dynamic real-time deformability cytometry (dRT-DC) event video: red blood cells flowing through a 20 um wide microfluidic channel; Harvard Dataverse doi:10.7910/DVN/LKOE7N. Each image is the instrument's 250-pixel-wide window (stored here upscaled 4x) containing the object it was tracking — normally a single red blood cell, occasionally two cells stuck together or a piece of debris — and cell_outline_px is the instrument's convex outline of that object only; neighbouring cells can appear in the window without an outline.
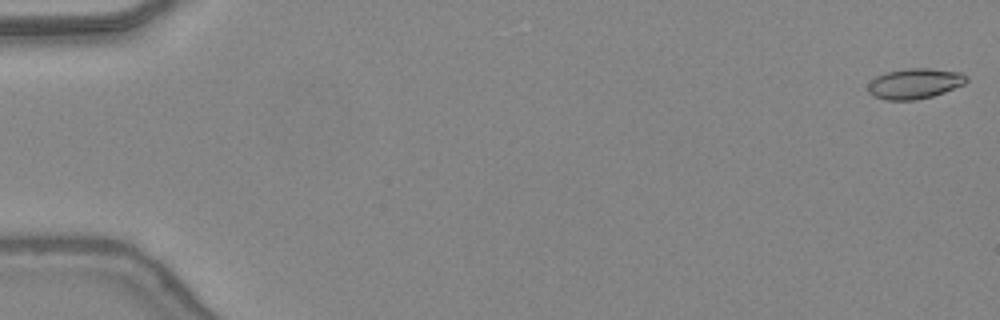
{"species": "common noctule bat (a hibernating species)", "species_latin": "Nyctalus noctula", "temperature_condition": "warm", "stored_images_in_passage": 48, "camera_frame_rate_fps": 3000, "um_per_image_px": 0.085, "animal": {"sex": "female", "body_mass_g": 24.6, "forearm_length_mm": 56.2}, "frame": {"image": 1, "passage_image": 1, "time_ms": 0.0, "image_size_px": [1000, 320], "cell_outline_px": [[968, 80], [964, 84], [944, 92], [932, 96], [916, 100], [888, 100], [872, 96], [868, 92], [868, 84], [876, 76], [884, 72], [908, 68], [928, 68], [960, 72], [968, 76]], "centroid_in_image_um": [77.74, 7.1], "position_along_channel_um": 7.3, "area_um2": 17.51}}
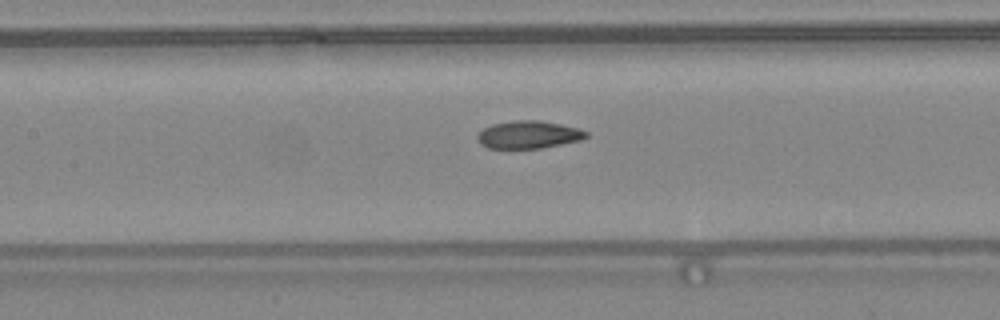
{"frame": {"image": 2, "passage_image": 23, "time_ms": 7.333, "image_size_px": [1000, 320], "cell_outline_px": [[588, 136], [580, 140], [540, 148], [488, 148], [480, 144], [476, 136], [484, 128], [492, 124], [512, 120], [540, 120], [560, 124], [576, 128], [588, 132]], "centroid_in_image_um": [44.9, 11.44], "position_along_channel_um": 162.5, "area_um2": 17.4}}
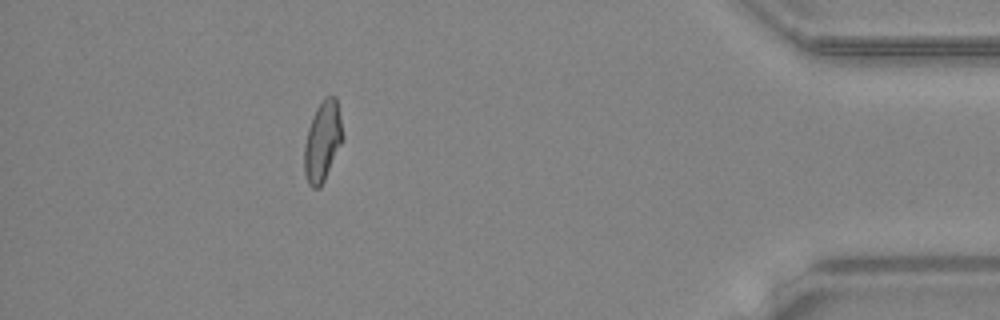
{"frame": {"image": 3, "passage_image": 43, "time_ms": 14.0, "image_size_px": [1000, 320], "cell_outline_px": [[344, 136], [324, 180], [320, 188], [312, 188], [308, 184], [304, 172], [304, 144], [308, 128], [312, 116], [316, 108], [324, 96], [336, 96]], "centroid_in_image_um": [27.4, 11.99], "position_along_channel_um": 407.8, "area_um2": 17.92}, "authors_computed_cell_mechanics": {"area_um2": 17.7446, "velocity_mm_per_s": 4.4246, "shape_relaxation_time_tau1_ms": null, "shape_relaxation_time_tau2_ms": 1.441, "deformation_change_tau1": null, "deformation_change_tau2": 0.0733}}